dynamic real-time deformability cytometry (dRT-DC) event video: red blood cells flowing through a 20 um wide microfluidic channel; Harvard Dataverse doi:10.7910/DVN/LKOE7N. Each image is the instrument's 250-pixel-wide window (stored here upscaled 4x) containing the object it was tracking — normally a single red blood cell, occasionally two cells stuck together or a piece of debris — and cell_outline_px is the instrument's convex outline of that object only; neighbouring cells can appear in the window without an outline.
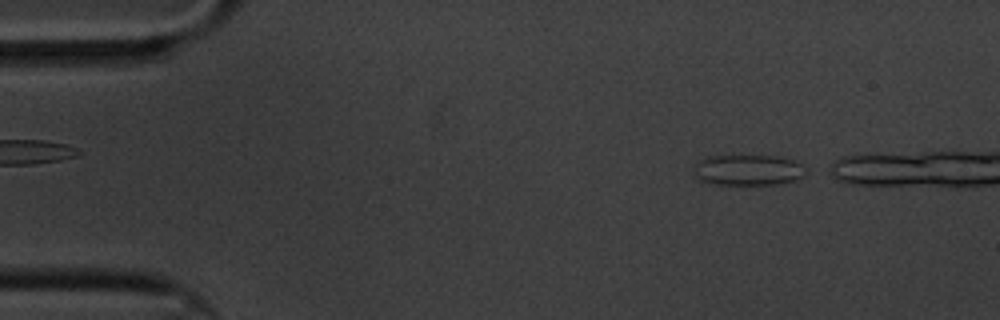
{"species": "common noctule bat (a hibernating species)", "species_latin": "Nyctalus noctula", "temperature_condition": "cold", "stored_images_in_passage": 15, "segment_of_instrument_passage": [1, 2], "camera_frame_rate_fps": 3000, "um_per_image_px": 0.085, "animal": {"sex": "male", "body_mass_g": 20.1, "forearm_length_mm": 53.5}, "frame": {"image": 1, "passage_image": 1, "time_ms": 0.0, "image_size_px": [1000, 320], "cell_outline_px": [[808, 172], [804, 176], [796, 180], [780, 184], [700, 184], [692, 168], [692, 164], [708, 156], [784, 156], [796, 160], [808, 168]], "centroid_in_image_um": [63.6, 14.45], "position_along_channel_um": 21.4, "area_um2": 20.81}}
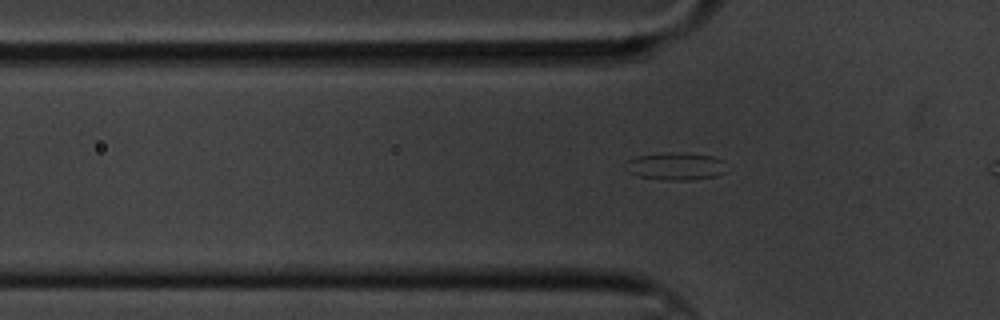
{"frame": {"image": 2, "passage_image": 12, "time_ms": 3.667, "image_size_px": [1000, 320], "cell_outline_px": [[724, 172], [716, 176], [692, 180], [668, 180], [636, 176], [628, 172], [624, 168], [624, 164], [628, 160], [636, 156], [668, 152], [684, 152], [712, 156], [724, 160]], "centroid_in_image_um": [57.39, 14.12], "position_along_channel_um": 68.4, "area_um2": 16.42}}